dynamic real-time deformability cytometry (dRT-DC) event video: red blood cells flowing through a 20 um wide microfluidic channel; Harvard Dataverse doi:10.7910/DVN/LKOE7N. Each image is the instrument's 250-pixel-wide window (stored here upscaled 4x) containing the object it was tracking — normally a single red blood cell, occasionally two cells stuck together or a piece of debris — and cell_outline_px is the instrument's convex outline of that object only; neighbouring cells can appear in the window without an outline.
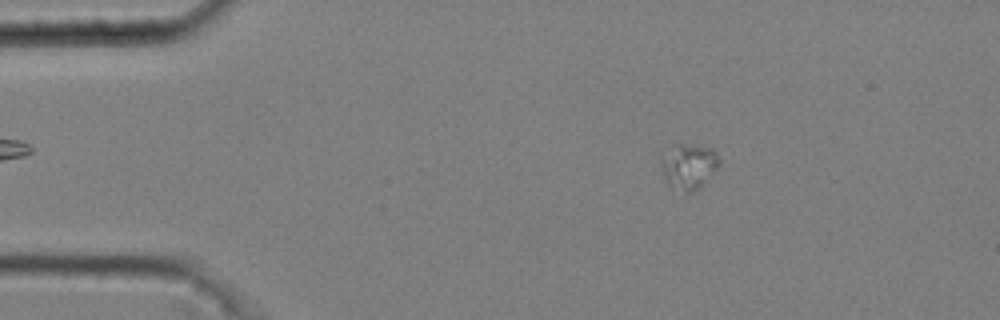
{"species": "common noctule bat (a hibernating species)", "species_latin": "Nyctalus noctula", "temperature_condition": "cold", "stored_images_in_passage": 43, "camera_frame_rate_fps": 3000, "um_per_image_px": 0.085, "animal": {"sex": "male", "body_mass_g": 20.4}, "frame": {"image": 1, "passage_image": 1, "time_ms": 0.0, "image_size_px": [1000, 320], "cell_outline_px": [[720, 164], [700, 188], [688, 192], [684, 192], [668, 184], [664, 180], [660, 164], [660, 160], [680, 144], [712, 148], [716, 152], [720, 160]], "centroid_in_image_um": [58.57, 14.17], "position_along_channel_um": 26.4, "area_um2": 14.85}}
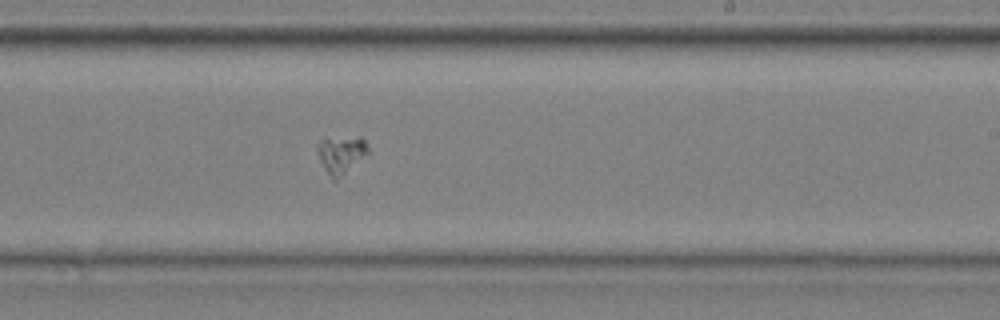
{"frame": {"image": 2, "passage_image": 25, "time_ms": 8.0, "image_size_px": [1000, 320], "cell_outline_px": [[368, 152], [336, 180], [332, 180], [324, 168], [320, 160], [316, 148], [316, 144], [320, 140], [360, 136], [368, 144]], "centroid_in_image_um": [28.97, 13.11], "position_along_channel_um": 260.0, "area_um2": 10.75}}
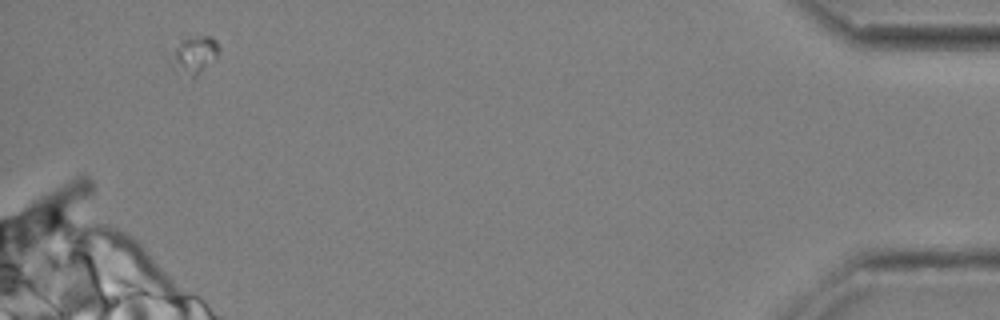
{"frame": {"image": 3, "passage_image": 43, "time_ms": 14.0, "image_size_px": [1000, 320], "cell_outline_px": [[220, 52], [196, 76], [192, 76], [176, 72], [172, 68], [164, 52], [180, 40], [204, 36], [212, 36], [216, 40], [220, 48]], "centroid_in_image_um": [16.36, 4.64], "position_along_channel_um": 418.8, "area_um2": 10.98}}